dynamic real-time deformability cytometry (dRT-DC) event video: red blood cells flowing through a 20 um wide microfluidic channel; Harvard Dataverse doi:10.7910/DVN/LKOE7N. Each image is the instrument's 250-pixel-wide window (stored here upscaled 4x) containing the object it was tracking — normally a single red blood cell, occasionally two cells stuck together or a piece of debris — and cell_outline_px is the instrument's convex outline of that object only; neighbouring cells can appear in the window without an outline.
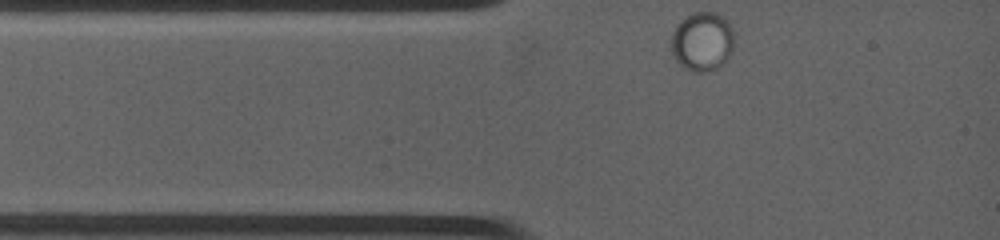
{"species": "common noctule bat (a hibernating species)", "species_latin": "Nyctalus noctula", "temperature_condition": "warm", "stored_images_in_passage": 10, "camera_frame_rate_fps": 4500, "um_per_image_px": 0.085, "animal": {"sex": "female", "body_mass_g": 19.0, "forearm_length_mm": 53.3}, "frame": {"image": 1, "passage_image": 1, "time_ms": 0.0, "image_size_px": [1000, 240], "cell_outline_px": [[732, 48], [728, 56], [716, 68], [700, 72], [696, 72], [680, 64], [668, 48], [672, 32], [680, 20], [696, 12], [716, 12], [724, 16], [728, 20], [732, 28]], "centroid_in_image_um": [59.65, 3.48], "position_along_channel_um": 25.4, "area_um2": 21.5}}
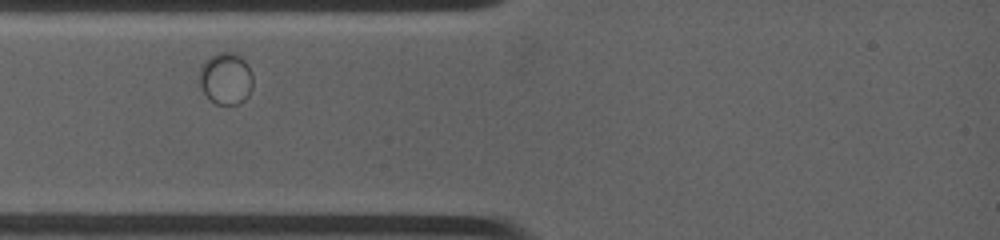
{"frame": {"image": 2, "passage_image": 4, "time_ms": 1.333, "image_size_px": [1000, 240], "cell_outline_px": [[252, 88], [248, 96], [244, 100], [236, 104], [216, 104], [204, 92], [200, 84], [200, 68], [212, 56], [220, 52], [236, 52], [248, 64], [252, 72]], "centroid_in_image_um": [19.24, 6.67], "position_along_channel_um": 65.8, "area_um2": 15.95}}
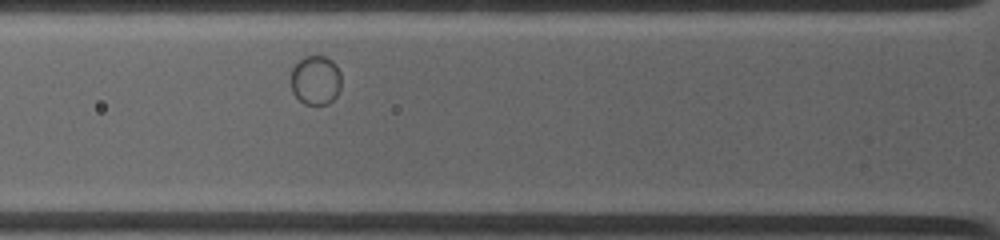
{"frame": {"image": 3, "passage_image": 6, "time_ms": 2.222, "image_size_px": [1000, 240], "cell_outline_px": [[340, 88], [336, 96], [328, 104], [304, 104], [292, 92], [292, 68], [304, 56], [324, 56], [332, 60], [336, 64], [340, 72]], "centroid_in_image_um": [26.84, 6.81], "position_along_channel_um": 99.0, "area_um2": 14.39}}